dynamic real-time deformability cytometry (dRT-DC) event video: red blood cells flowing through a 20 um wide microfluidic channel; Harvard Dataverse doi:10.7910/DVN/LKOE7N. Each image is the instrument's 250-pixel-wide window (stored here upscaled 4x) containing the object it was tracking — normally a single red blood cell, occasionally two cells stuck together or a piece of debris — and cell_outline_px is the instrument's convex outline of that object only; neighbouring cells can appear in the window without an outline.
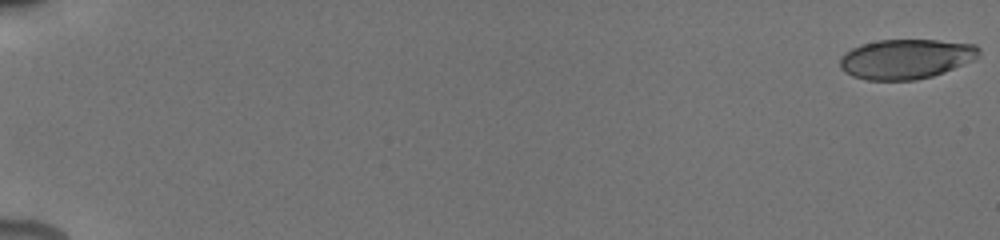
{"species": "human", "species_latin": "Homo sapiens", "temperature_condition": "cold", "stored_images_in_passage": 20, "camera_frame_rate_fps": 3000, "um_per_image_px": 0.085, "donor": {"sex": "male"}, "frame": {"image": 1, "passage_image": 1, "time_ms": 0.0, "image_size_px": [1000, 240], "cell_outline_px": [[980, 56], [976, 60], [944, 72], [932, 76], [916, 80], [868, 80], [852, 76], [844, 72], [840, 68], [840, 56], [844, 52], [860, 44], [880, 40], [936, 40], [976, 44], [980, 48]], "centroid_in_image_um": [77.02, 5.01], "position_along_channel_um": 8.0, "area_um2": 32.6}}